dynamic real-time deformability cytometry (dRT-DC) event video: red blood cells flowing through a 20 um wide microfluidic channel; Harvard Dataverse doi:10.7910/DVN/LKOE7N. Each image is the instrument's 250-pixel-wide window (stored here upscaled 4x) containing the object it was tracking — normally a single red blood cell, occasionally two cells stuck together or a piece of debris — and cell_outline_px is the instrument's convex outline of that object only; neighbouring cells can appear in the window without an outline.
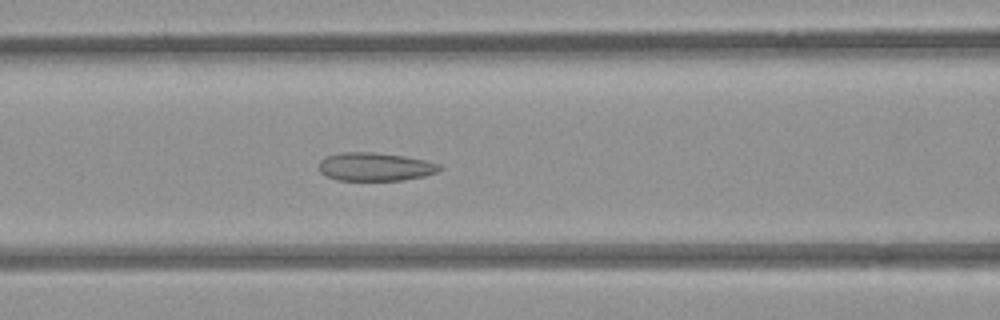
{"species": "common noctule bat (a hibernating species)", "species_latin": "Nyctalus noctula", "temperature_condition": "room temperature", "stored_images_in_passage": 52, "camera_frame_rate_fps": 3000, "um_per_image_px": 0.085, "animal": {"sex": "female", "body_mass_g": 21.9}, "frame": {"image": 1, "passage_image": 22, "time_ms": 7.0, "image_size_px": [1000, 320], "cell_outline_px": [[444, 168], [436, 172], [424, 176], [404, 180], [336, 180], [320, 172], [320, 160], [324, 156], [340, 152], [376, 152], [404, 156], [424, 160], [440, 164]], "centroid_in_image_um": [31.89, 14.16], "position_along_channel_um": 134.7, "area_um2": 20.0}}
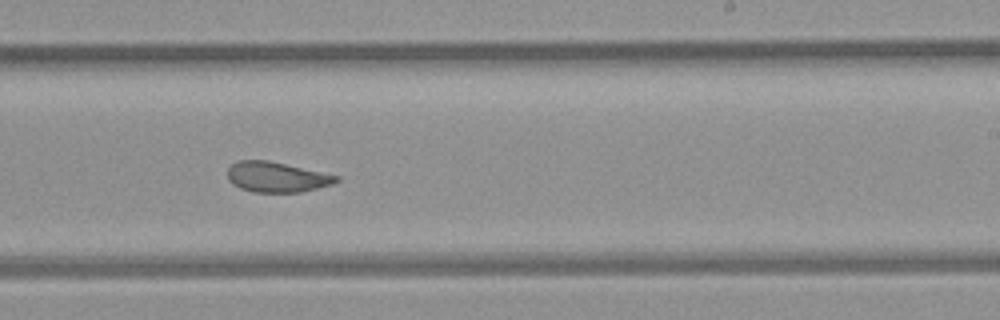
{"frame": {"image": 2, "passage_image": 32, "time_ms": 10.333, "image_size_px": [1000, 320], "cell_outline_px": [[340, 180], [332, 184], [300, 192], [252, 192], [240, 188], [232, 184], [228, 180], [228, 168], [232, 164], [240, 160], [268, 160], [340, 176]], "centroid_in_image_um": [23.5, 15.05], "position_along_channel_um": 265.5, "area_um2": 19.13}}
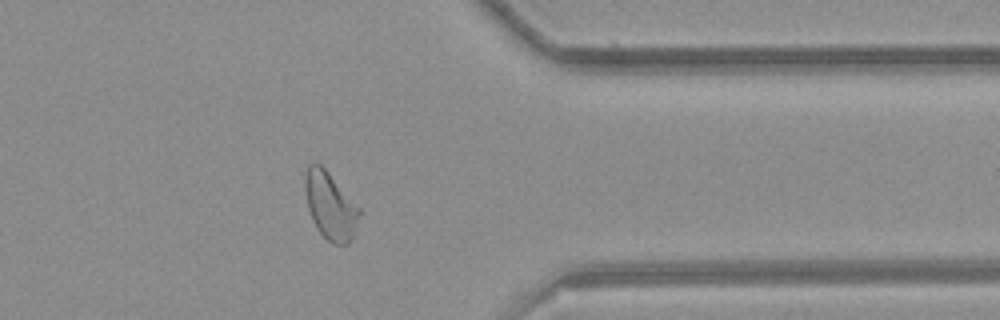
{"frame": {"image": 3, "passage_image": 42, "time_ms": 13.667, "image_size_px": [1000, 320], "cell_outline_px": [[360, 212], [352, 240], [348, 244], [332, 244], [316, 228], [312, 220], [308, 208], [304, 188], [304, 176], [308, 164], [320, 164], [328, 172], [360, 208]], "centroid_in_image_um": [28.06, 17.5], "position_along_channel_um": 383.3, "area_um2": 21.15}, "authors_computed_cell_mechanics": {"area_um2": 21.8195, "velocity_mm_per_s": 3.9335, "shape_relaxation_time_tau1_ms": null, "shape_relaxation_time_tau2_ms": 1.6221, "deformation_change_tau1": null, "deformation_change_tau2": 0.0679}}